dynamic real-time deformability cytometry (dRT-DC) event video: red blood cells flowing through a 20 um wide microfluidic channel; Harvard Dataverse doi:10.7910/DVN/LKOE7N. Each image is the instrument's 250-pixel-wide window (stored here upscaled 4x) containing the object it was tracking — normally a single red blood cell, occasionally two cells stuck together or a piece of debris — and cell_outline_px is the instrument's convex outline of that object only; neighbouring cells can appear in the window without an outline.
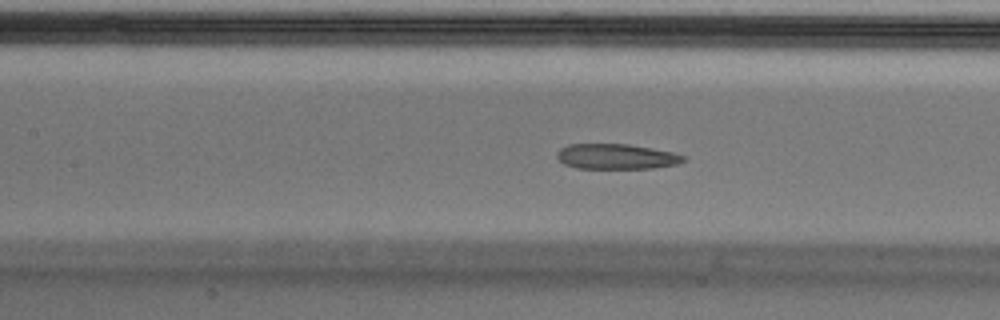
{"species": "Egyptian fruit bat (a non-hibernating species)", "species_latin": "Rousettus aegyptiacus", "temperature_condition": "cold", "stored_images_in_passage": 54, "segment_of_instrument_passage": [1, 2], "camera_frame_rate_fps": 3000, "um_per_image_px": 0.085, "animal": {"sex": "male"}, "frame": {"image": 1, "passage_image": 24, "time_ms": 7.667, "image_size_px": [1000, 320], "cell_outline_px": [[688, 156], [684, 160], [676, 164], [652, 168], [576, 168], [564, 164], [556, 156], [556, 152], [560, 148], [568, 144], [628, 144], [652, 148], [672, 152]], "centroid_in_image_um": [52.37, 13.3], "position_along_channel_um": 155.0, "area_um2": 18.61}}